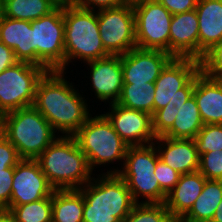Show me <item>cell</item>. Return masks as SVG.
<instances>
[{"mask_svg":"<svg viewBox=\"0 0 222 222\" xmlns=\"http://www.w3.org/2000/svg\"><path fill=\"white\" fill-rule=\"evenodd\" d=\"M64 73L59 70L44 73L37 83L33 106L57 133L73 136L91 113L85 97L64 78Z\"/></svg>","mask_w":222,"mask_h":222,"instance_id":"cell-1","label":"cell"},{"mask_svg":"<svg viewBox=\"0 0 222 222\" xmlns=\"http://www.w3.org/2000/svg\"><path fill=\"white\" fill-rule=\"evenodd\" d=\"M36 160L55 190L80 189L92 179L93 171L74 136L58 135Z\"/></svg>","mask_w":222,"mask_h":222,"instance_id":"cell-2","label":"cell"},{"mask_svg":"<svg viewBox=\"0 0 222 222\" xmlns=\"http://www.w3.org/2000/svg\"><path fill=\"white\" fill-rule=\"evenodd\" d=\"M101 175L78 189L84 197L83 222H123L136 204L132 194L117 173Z\"/></svg>","mask_w":222,"mask_h":222,"instance_id":"cell-3","label":"cell"},{"mask_svg":"<svg viewBox=\"0 0 222 222\" xmlns=\"http://www.w3.org/2000/svg\"><path fill=\"white\" fill-rule=\"evenodd\" d=\"M2 134L22 159H36L57 138L56 131L33 105L2 115Z\"/></svg>","mask_w":222,"mask_h":222,"instance_id":"cell-4","label":"cell"},{"mask_svg":"<svg viewBox=\"0 0 222 222\" xmlns=\"http://www.w3.org/2000/svg\"><path fill=\"white\" fill-rule=\"evenodd\" d=\"M65 69L72 62L80 59L85 63L110 56L105 50L97 20V11L86 10L74 3L63 7Z\"/></svg>","mask_w":222,"mask_h":222,"instance_id":"cell-5","label":"cell"},{"mask_svg":"<svg viewBox=\"0 0 222 222\" xmlns=\"http://www.w3.org/2000/svg\"><path fill=\"white\" fill-rule=\"evenodd\" d=\"M159 159L154 143L129 146L123 170L117 167V170L110 169L106 173H117L125 181L135 203H164L167 194L160 188L154 174ZM139 197L145 201L142 199L140 202Z\"/></svg>","mask_w":222,"mask_h":222,"instance_id":"cell-6","label":"cell"},{"mask_svg":"<svg viewBox=\"0 0 222 222\" xmlns=\"http://www.w3.org/2000/svg\"><path fill=\"white\" fill-rule=\"evenodd\" d=\"M85 154L89 167L118 162L124 164L129 145L114 130L104 114L89 116L87 121L73 135Z\"/></svg>","mask_w":222,"mask_h":222,"instance_id":"cell-7","label":"cell"},{"mask_svg":"<svg viewBox=\"0 0 222 222\" xmlns=\"http://www.w3.org/2000/svg\"><path fill=\"white\" fill-rule=\"evenodd\" d=\"M34 30L35 65L46 71H65L63 7L31 21Z\"/></svg>","mask_w":222,"mask_h":222,"instance_id":"cell-8","label":"cell"},{"mask_svg":"<svg viewBox=\"0 0 222 222\" xmlns=\"http://www.w3.org/2000/svg\"><path fill=\"white\" fill-rule=\"evenodd\" d=\"M46 70L28 62H17L0 73V113L32 106L36 86Z\"/></svg>","mask_w":222,"mask_h":222,"instance_id":"cell-9","label":"cell"},{"mask_svg":"<svg viewBox=\"0 0 222 222\" xmlns=\"http://www.w3.org/2000/svg\"><path fill=\"white\" fill-rule=\"evenodd\" d=\"M132 4L137 47L169 53L172 14L157 0H137Z\"/></svg>","mask_w":222,"mask_h":222,"instance_id":"cell-10","label":"cell"},{"mask_svg":"<svg viewBox=\"0 0 222 222\" xmlns=\"http://www.w3.org/2000/svg\"><path fill=\"white\" fill-rule=\"evenodd\" d=\"M97 20L102 44L110 55H123L137 47L132 2L98 10Z\"/></svg>","mask_w":222,"mask_h":222,"instance_id":"cell-11","label":"cell"},{"mask_svg":"<svg viewBox=\"0 0 222 222\" xmlns=\"http://www.w3.org/2000/svg\"><path fill=\"white\" fill-rule=\"evenodd\" d=\"M54 190L36 159H22L14 167L10 205H23L50 197Z\"/></svg>","mask_w":222,"mask_h":222,"instance_id":"cell-12","label":"cell"},{"mask_svg":"<svg viewBox=\"0 0 222 222\" xmlns=\"http://www.w3.org/2000/svg\"><path fill=\"white\" fill-rule=\"evenodd\" d=\"M109 105L111 109L109 108V112L104 115L129 146L147 145L154 142L156 136L152 127V115L117 103Z\"/></svg>","mask_w":222,"mask_h":222,"instance_id":"cell-13","label":"cell"},{"mask_svg":"<svg viewBox=\"0 0 222 222\" xmlns=\"http://www.w3.org/2000/svg\"><path fill=\"white\" fill-rule=\"evenodd\" d=\"M173 58L165 51L133 48L121 55L123 83H155L162 70Z\"/></svg>","mask_w":222,"mask_h":222,"instance_id":"cell-14","label":"cell"},{"mask_svg":"<svg viewBox=\"0 0 222 222\" xmlns=\"http://www.w3.org/2000/svg\"><path fill=\"white\" fill-rule=\"evenodd\" d=\"M200 71V61L174 57L155 81L154 112L165 107L171 99Z\"/></svg>","mask_w":222,"mask_h":222,"instance_id":"cell-15","label":"cell"},{"mask_svg":"<svg viewBox=\"0 0 222 222\" xmlns=\"http://www.w3.org/2000/svg\"><path fill=\"white\" fill-rule=\"evenodd\" d=\"M89 65L91 85L101 102L116 103L121 95L123 73L121 55H110L102 59L91 60Z\"/></svg>","mask_w":222,"mask_h":222,"instance_id":"cell-16","label":"cell"},{"mask_svg":"<svg viewBox=\"0 0 222 222\" xmlns=\"http://www.w3.org/2000/svg\"><path fill=\"white\" fill-rule=\"evenodd\" d=\"M199 23L197 11L172 15L169 54L176 58L199 60Z\"/></svg>","mask_w":222,"mask_h":222,"instance_id":"cell-17","label":"cell"},{"mask_svg":"<svg viewBox=\"0 0 222 222\" xmlns=\"http://www.w3.org/2000/svg\"><path fill=\"white\" fill-rule=\"evenodd\" d=\"M153 143L159 158L180 174L198 171L200 156L193 139L161 136L156 137Z\"/></svg>","mask_w":222,"mask_h":222,"instance_id":"cell-18","label":"cell"},{"mask_svg":"<svg viewBox=\"0 0 222 222\" xmlns=\"http://www.w3.org/2000/svg\"><path fill=\"white\" fill-rule=\"evenodd\" d=\"M0 41L14 51L19 62L35 64L34 30L31 22L3 16L0 19Z\"/></svg>","mask_w":222,"mask_h":222,"instance_id":"cell-19","label":"cell"},{"mask_svg":"<svg viewBox=\"0 0 222 222\" xmlns=\"http://www.w3.org/2000/svg\"><path fill=\"white\" fill-rule=\"evenodd\" d=\"M193 95L203 124H222V78H212L199 71L195 75Z\"/></svg>","mask_w":222,"mask_h":222,"instance_id":"cell-20","label":"cell"},{"mask_svg":"<svg viewBox=\"0 0 222 222\" xmlns=\"http://www.w3.org/2000/svg\"><path fill=\"white\" fill-rule=\"evenodd\" d=\"M206 180L199 171L181 174L176 186L167 193L164 204L176 222L190 211Z\"/></svg>","mask_w":222,"mask_h":222,"instance_id":"cell-21","label":"cell"},{"mask_svg":"<svg viewBox=\"0 0 222 222\" xmlns=\"http://www.w3.org/2000/svg\"><path fill=\"white\" fill-rule=\"evenodd\" d=\"M199 60L222 40V0H198Z\"/></svg>","mask_w":222,"mask_h":222,"instance_id":"cell-22","label":"cell"},{"mask_svg":"<svg viewBox=\"0 0 222 222\" xmlns=\"http://www.w3.org/2000/svg\"><path fill=\"white\" fill-rule=\"evenodd\" d=\"M222 200V180H206L201 194L179 222H211Z\"/></svg>","mask_w":222,"mask_h":222,"instance_id":"cell-23","label":"cell"},{"mask_svg":"<svg viewBox=\"0 0 222 222\" xmlns=\"http://www.w3.org/2000/svg\"><path fill=\"white\" fill-rule=\"evenodd\" d=\"M84 197L78 189L54 190L52 222H83Z\"/></svg>","mask_w":222,"mask_h":222,"instance_id":"cell-24","label":"cell"},{"mask_svg":"<svg viewBox=\"0 0 222 222\" xmlns=\"http://www.w3.org/2000/svg\"><path fill=\"white\" fill-rule=\"evenodd\" d=\"M194 95L180 107L172 128L164 135L168 138L194 139L203 127Z\"/></svg>","mask_w":222,"mask_h":222,"instance_id":"cell-25","label":"cell"},{"mask_svg":"<svg viewBox=\"0 0 222 222\" xmlns=\"http://www.w3.org/2000/svg\"><path fill=\"white\" fill-rule=\"evenodd\" d=\"M194 86L195 76L181 88V93L152 114V127L156 137L164 136L172 128L180 107L193 95Z\"/></svg>","mask_w":222,"mask_h":222,"instance_id":"cell-26","label":"cell"},{"mask_svg":"<svg viewBox=\"0 0 222 222\" xmlns=\"http://www.w3.org/2000/svg\"><path fill=\"white\" fill-rule=\"evenodd\" d=\"M56 8L50 0H4L3 16L31 22Z\"/></svg>","mask_w":222,"mask_h":222,"instance_id":"cell-27","label":"cell"},{"mask_svg":"<svg viewBox=\"0 0 222 222\" xmlns=\"http://www.w3.org/2000/svg\"><path fill=\"white\" fill-rule=\"evenodd\" d=\"M154 91L155 84L150 82L123 84L121 95L116 103L152 115Z\"/></svg>","mask_w":222,"mask_h":222,"instance_id":"cell-28","label":"cell"},{"mask_svg":"<svg viewBox=\"0 0 222 222\" xmlns=\"http://www.w3.org/2000/svg\"><path fill=\"white\" fill-rule=\"evenodd\" d=\"M14 222H52V195L23 205H10Z\"/></svg>","mask_w":222,"mask_h":222,"instance_id":"cell-29","label":"cell"},{"mask_svg":"<svg viewBox=\"0 0 222 222\" xmlns=\"http://www.w3.org/2000/svg\"><path fill=\"white\" fill-rule=\"evenodd\" d=\"M123 222H176L164 203H136Z\"/></svg>","mask_w":222,"mask_h":222,"instance_id":"cell-30","label":"cell"},{"mask_svg":"<svg viewBox=\"0 0 222 222\" xmlns=\"http://www.w3.org/2000/svg\"><path fill=\"white\" fill-rule=\"evenodd\" d=\"M198 155L222 150V124H205L193 139Z\"/></svg>","mask_w":222,"mask_h":222,"instance_id":"cell-31","label":"cell"},{"mask_svg":"<svg viewBox=\"0 0 222 222\" xmlns=\"http://www.w3.org/2000/svg\"><path fill=\"white\" fill-rule=\"evenodd\" d=\"M200 71L212 78H222V40L204 53Z\"/></svg>","mask_w":222,"mask_h":222,"instance_id":"cell-32","label":"cell"},{"mask_svg":"<svg viewBox=\"0 0 222 222\" xmlns=\"http://www.w3.org/2000/svg\"><path fill=\"white\" fill-rule=\"evenodd\" d=\"M198 171L207 180H222V150L202 154Z\"/></svg>","mask_w":222,"mask_h":222,"instance_id":"cell-33","label":"cell"},{"mask_svg":"<svg viewBox=\"0 0 222 222\" xmlns=\"http://www.w3.org/2000/svg\"><path fill=\"white\" fill-rule=\"evenodd\" d=\"M154 174L159 182L160 188L167 194L177 184L180 173L165 164L161 159L156 163Z\"/></svg>","mask_w":222,"mask_h":222,"instance_id":"cell-34","label":"cell"},{"mask_svg":"<svg viewBox=\"0 0 222 222\" xmlns=\"http://www.w3.org/2000/svg\"><path fill=\"white\" fill-rule=\"evenodd\" d=\"M21 160L16 147L0 133V171L15 167Z\"/></svg>","mask_w":222,"mask_h":222,"instance_id":"cell-35","label":"cell"},{"mask_svg":"<svg viewBox=\"0 0 222 222\" xmlns=\"http://www.w3.org/2000/svg\"><path fill=\"white\" fill-rule=\"evenodd\" d=\"M14 167L0 171V210L10 207Z\"/></svg>","mask_w":222,"mask_h":222,"instance_id":"cell-36","label":"cell"},{"mask_svg":"<svg viewBox=\"0 0 222 222\" xmlns=\"http://www.w3.org/2000/svg\"><path fill=\"white\" fill-rule=\"evenodd\" d=\"M73 3L82 9L98 11L122 6L128 3V0H73Z\"/></svg>","mask_w":222,"mask_h":222,"instance_id":"cell-37","label":"cell"},{"mask_svg":"<svg viewBox=\"0 0 222 222\" xmlns=\"http://www.w3.org/2000/svg\"><path fill=\"white\" fill-rule=\"evenodd\" d=\"M172 15L195 10L198 0H157Z\"/></svg>","mask_w":222,"mask_h":222,"instance_id":"cell-38","label":"cell"},{"mask_svg":"<svg viewBox=\"0 0 222 222\" xmlns=\"http://www.w3.org/2000/svg\"><path fill=\"white\" fill-rule=\"evenodd\" d=\"M19 62L14 51L0 41V73Z\"/></svg>","mask_w":222,"mask_h":222,"instance_id":"cell-39","label":"cell"},{"mask_svg":"<svg viewBox=\"0 0 222 222\" xmlns=\"http://www.w3.org/2000/svg\"><path fill=\"white\" fill-rule=\"evenodd\" d=\"M211 222H222V200L220 201V204L217 206V209L214 213Z\"/></svg>","mask_w":222,"mask_h":222,"instance_id":"cell-40","label":"cell"},{"mask_svg":"<svg viewBox=\"0 0 222 222\" xmlns=\"http://www.w3.org/2000/svg\"><path fill=\"white\" fill-rule=\"evenodd\" d=\"M0 222H14L11 214L6 210H0Z\"/></svg>","mask_w":222,"mask_h":222,"instance_id":"cell-41","label":"cell"},{"mask_svg":"<svg viewBox=\"0 0 222 222\" xmlns=\"http://www.w3.org/2000/svg\"><path fill=\"white\" fill-rule=\"evenodd\" d=\"M53 2L57 7H64L65 5L73 3V0H50Z\"/></svg>","mask_w":222,"mask_h":222,"instance_id":"cell-42","label":"cell"},{"mask_svg":"<svg viewBox=\"0 0 222 222\" xmlns=\"http://www.w3.org/2000/svg\"><path fill=\"white\" fill-rule=\"evenodd\" d=\"M4 0H0V19L3 17Z\"/></svg>","mask_w":222,"mask_h":222,"instance_id":"cell-43","label":"cell"},{"mask_svg":"<svg viewBox=\"0 0 222 222\" xmlns=\"http://www.w3.org/2000/svg\"><path fill=\"white\" fill-rule=\"evenodd\" d=\"M0 133H2V114L0 113Z\"/></svg>","mask_w":222,"mask_h":222,"instance_id":"cell-44","label":"cell"},{"mask_svg":"<svg viewBox=\"0 0 222 222\" xmlns=\"http://www.w3.org/2000/svg\"><path fill=\"white\" fill-rule=\"evenodd\" d=\"M135 1H137V0H128V2H135Z\"/></svg>","mask_w":222,"mask_h":222,"instance_id":"cell-45","label":"cell"}]
</instances>
